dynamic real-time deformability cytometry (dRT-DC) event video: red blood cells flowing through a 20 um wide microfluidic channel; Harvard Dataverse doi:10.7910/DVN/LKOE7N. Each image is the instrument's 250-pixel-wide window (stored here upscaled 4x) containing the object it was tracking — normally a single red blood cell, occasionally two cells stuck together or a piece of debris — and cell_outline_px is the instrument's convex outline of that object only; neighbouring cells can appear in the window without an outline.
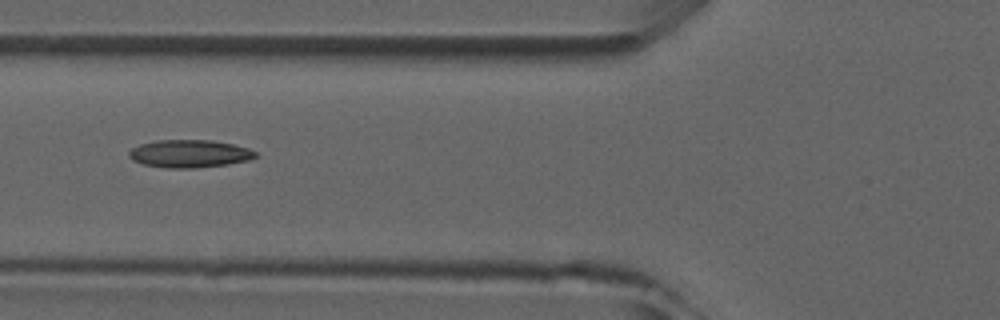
{"species": "common noctule bat (a hibernating species)", "species_latin": "Nyctalus noctula", "temperature_condition": "room temperature", "stored_images_in_passage": 3, "camera_frame_rate_fps": 3000, "um_per_image_px": 0.085, "animal": {"sex": "male", "forearm_length_mm": 52.5}, "frame": {"image": 1, "passage_image": 3, "time_ms": 2.0, "image_size_px": [1000, 320], "cell_outline_px": [[260, 156], [248, 160], [228, 164], [196, 168], [168, 168], [144, 164], [132, 160], [128, 156], [128, 152], [132, 148], [140, 144], [156, 140], [212, 140], [232, 144], [248, 148], [256, 152]], "centroid_in_image_um": [16.11, 13.06], "position_along_channel_um": 109.7, "area_um2": 20.52}}